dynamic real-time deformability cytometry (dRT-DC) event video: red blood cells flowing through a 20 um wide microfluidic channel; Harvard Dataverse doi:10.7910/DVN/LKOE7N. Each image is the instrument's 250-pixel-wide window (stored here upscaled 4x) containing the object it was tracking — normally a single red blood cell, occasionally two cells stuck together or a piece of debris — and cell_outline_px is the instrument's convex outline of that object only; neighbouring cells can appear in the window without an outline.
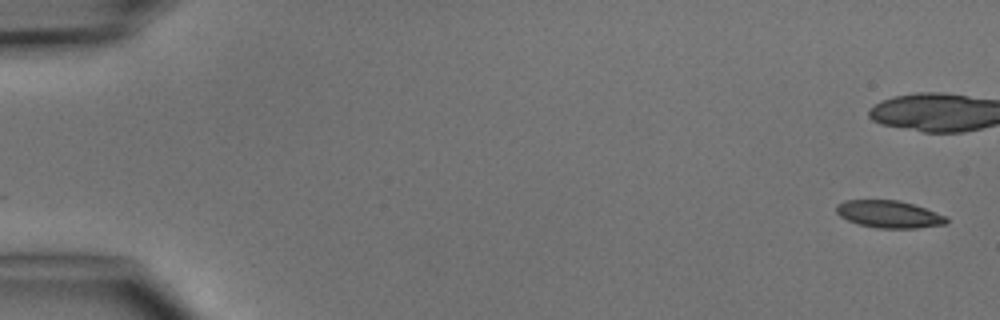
{"species": "common noctule bat (a hibernating species)", "species_latin": "Nyctalus noctula", "temperature_condition": "cold", "stored_images_in_passage": 7, "camera_frame_rate_fps": 3000, "um_per_image_px": 0.085, "animal": {"sex": "male", "body_mass_g": 15.6}, "frame": {"image": 1, "passage_image": 1, "time_ms": 0.0, "image_size_px": [1000, 320], "cell_outline_px": [[948, 224], [920, 228], [876, 228], [860, 224], [848, 220], [840, 216], [836, 212], [836, 204], [844, 200], [900, 200], [948, 216]], "centroid_in_image_um": [75.59, 18.21], "position_along_channel_um": 9.4, "area_um2": 17.63}}
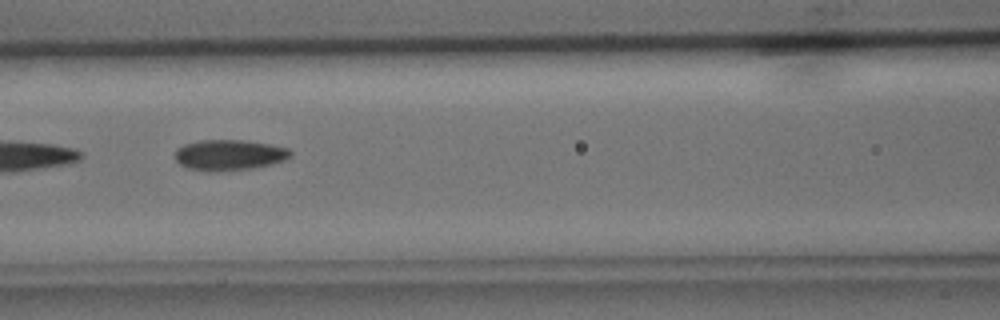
{"frame": {"image": 2, "passage_image": 7, "time_ms": 7.667, "image_size_px": [1000, 320], "cell_outline_px": [[292, 156], [284, 160], [272, 164], [252, 168], [212, 172], [208, 172], [188, 168], [180, 164], [176, 160], [176, 148], [184, 144], [200, 140], [244, 140], [268, 144], [288, 148], [292, 152]], "centroid_in_image_um": [19.48, 13.17], "position_along_channel_um": 147.1, "area_um2": 20.69}}